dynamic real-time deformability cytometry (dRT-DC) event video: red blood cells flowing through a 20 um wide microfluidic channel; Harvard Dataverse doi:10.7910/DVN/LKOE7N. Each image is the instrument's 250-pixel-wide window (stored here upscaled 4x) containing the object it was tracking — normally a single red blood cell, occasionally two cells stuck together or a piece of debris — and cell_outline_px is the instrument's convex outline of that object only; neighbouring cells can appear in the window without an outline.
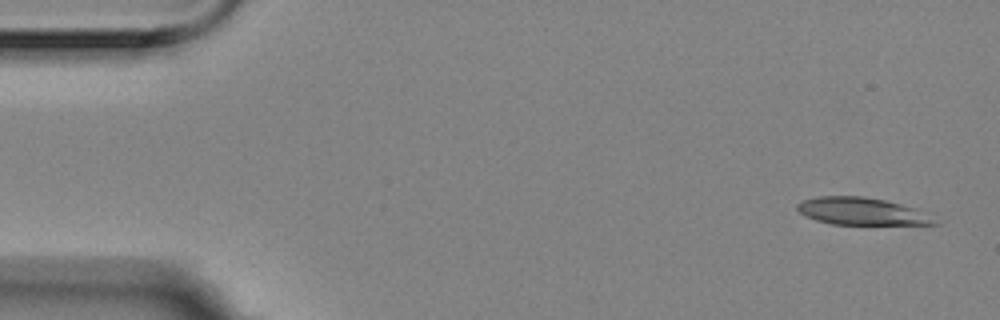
{"species": "Egyptian fruit bat (a non-hibernating species)", "species_latin": "Rousettus aegyptiacus", "temperature_condition": "room temperature", "stored_images_in_passage": 5, "camera_frame_rate_fps": 3000, "um_per_image_px": 0.085, "animal": {"sex": "female"}, "frame": {"image": 1, "passage_image": 1, "time_ms": 0.0, "image_size_px": [1000, 320], "cell_outline_px": [[940, 224], [832, 224], [816, 220], [800, 212], [796, 208], [796, 204], [804, 200], [816, 196], [860, 196], [884, 200], [900, 204], [912, 208]], "centroid_in_image_um": [73.11, 17.95], "position_along_channel_um": 11.9, "area_um2": 21.1}}